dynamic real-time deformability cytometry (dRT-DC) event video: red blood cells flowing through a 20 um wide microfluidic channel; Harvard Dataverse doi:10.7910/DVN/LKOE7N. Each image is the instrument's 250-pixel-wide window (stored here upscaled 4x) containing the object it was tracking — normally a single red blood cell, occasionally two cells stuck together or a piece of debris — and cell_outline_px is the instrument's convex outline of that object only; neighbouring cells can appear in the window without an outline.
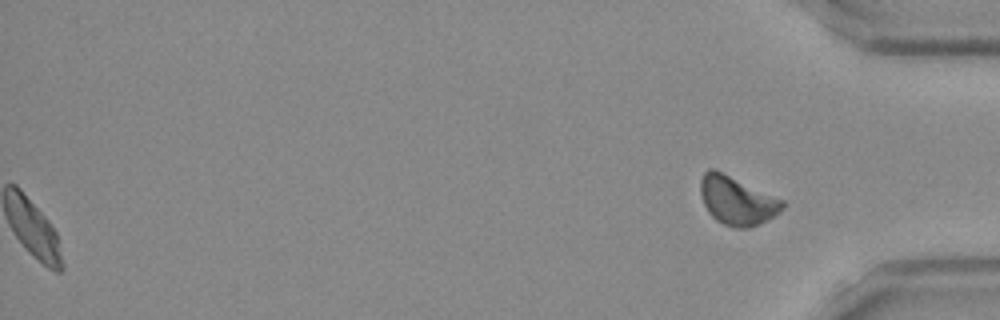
{"species": "Egyptian fruit bat (a non-hibernating species)", "species_latin": "Rousettus aegyptiacus", "temperature_condition": "room temperature", "stored_images_in_passage": 44, "segment_of_instrument_passage": [2, 2], "camera_frame_rate_fps": 3000, "um_per_image_px": 0.085, "frame": {"image": 1, "passage_image": 44, "time_ms": 14.333, "image_size_px": [1000, 320], "cell_outline_px": [[784, 208], [780, 212], [760, 224], [748, 228], [732, 228], [716, 220], [708, 212], [700, 196], [700, 180], [704, 172], [708, 168], [712, 168], [784, 200]], "centroid_in_image_um": [62.63, 17.06], "position_along_channel_um": 372.6, "area_um2": 23.12}}